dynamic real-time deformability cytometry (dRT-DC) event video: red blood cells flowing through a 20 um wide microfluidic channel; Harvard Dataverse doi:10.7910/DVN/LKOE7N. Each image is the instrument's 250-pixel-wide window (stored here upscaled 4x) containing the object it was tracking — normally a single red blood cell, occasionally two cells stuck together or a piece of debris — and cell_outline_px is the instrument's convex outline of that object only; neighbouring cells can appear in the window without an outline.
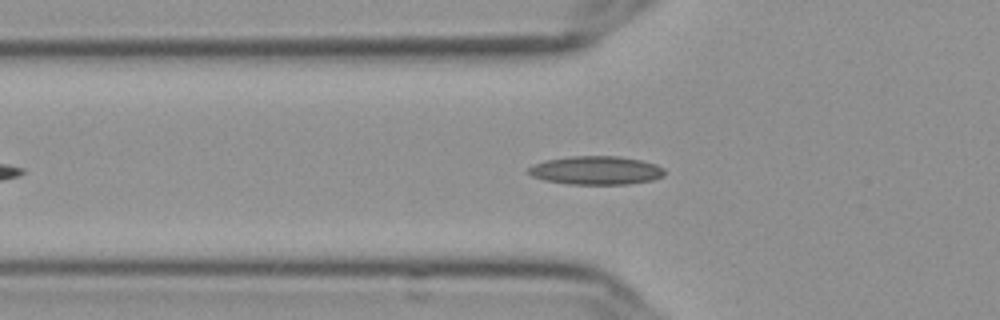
{"species": "Egyptian fruit bat (a non-hibernating species)", "species_latin": "Rousettus aegyptiacus", "temperature_condition": "cold", "stored_images_in_passage": 27, "segment_of_instrument_passage": [1, 2], "camera_frame_rate_fps": 3000, "um_per_image_px": 0.085, "frame": {"image": 1, "passage_image": 12, "time_ms": 3.667, "image_size_px": [1000, 320], "cell_outline_px": [[664, 176], [652, 180], [628, 184], [568, 184], [544, 180], [532, 176], [528, 172], [528, 168], [536, 164], [548, 160], [572, 156], [616, 156], [640, 160], [656, 164], [664, 168]], "centroid_in_image_um": [50.69, 14.49], "position_along_channel_um": 75.1, "area_um2": 22.43}}
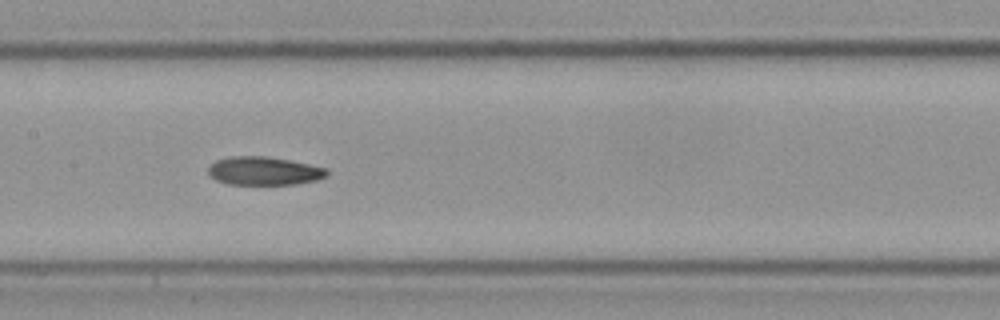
{"frame": {"image": 2, "passage_image": 21, "time_ms": 6.667, "image_size_px": [1000, 320], "cell_outline_px": [[328, 176], [316, 180], [296, 184], [228, 184], [216, 180], [208, 176], [208, 168], [216, 160], [232, 156], [264, 156], [288, 160], [308, 164], [324, 168], [328, 172]], "centroid_in_image_um": [22.4, 14.53], "position_along_channel_um": 185.0, "area_um2": 19.48}}
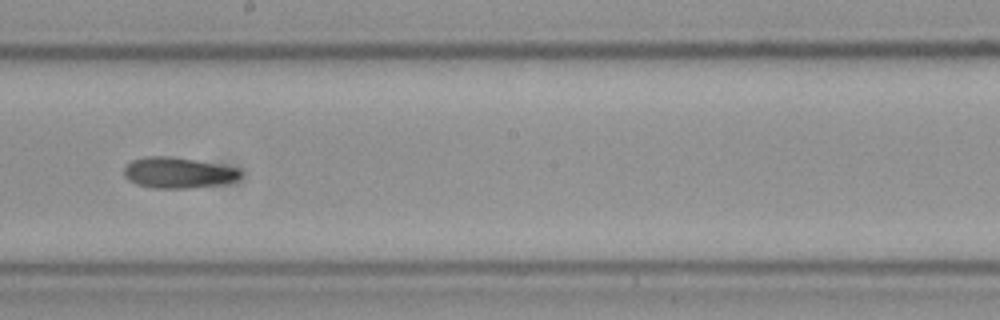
{"frame": {"image": 3, "passage_image": 25, "time_ms": 8.0, "image_size_px": [1000, 320], "cell_outline_px": [[240, 176], [236, 180], [220, 184], [188, 188], [152, 188], [136, 184], [128, 180], [124, 176], [124, 168], [132, 160], [144, 156], [172, 156], [236, 168], [240, 172]], "centroid_in_image_um": [15.07, 14.68], "position_along_channel_um": 233.1, "area_um2": 20.69}}